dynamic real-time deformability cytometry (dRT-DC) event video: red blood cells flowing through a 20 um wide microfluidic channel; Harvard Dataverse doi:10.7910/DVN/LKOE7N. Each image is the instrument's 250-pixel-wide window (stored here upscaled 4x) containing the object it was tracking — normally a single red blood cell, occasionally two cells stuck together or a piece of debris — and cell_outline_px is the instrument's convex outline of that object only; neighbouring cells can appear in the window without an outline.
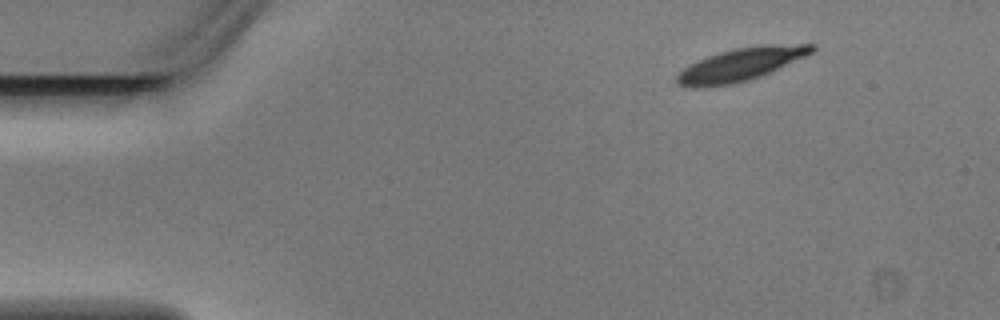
{"species": "Egyptian fruit bat (a non-hibernating species)", "species_latin": "Rousettus aegyptiacus", "temperature_condition": "warm", "stored_images_in_passage": 3, "camera_frame_rate_fps": 3000, "um_per_image_px": 0.085, "animal": {"sex": "male"}, "frame": {"image": 1, "passage_image": 1, "time_ms": 0.0, "image_size_px": [1000, 320], "cell_outline_px": [[816, 48], [812, 52], [804, 56], [760, 76], [748, 80], [732, 84], [696, 88], [692, 88], [676, 84], [676, 76], [684, 68], [708, 56], [732, 48], [764, 44], [816, 44]], "centroid_in_image_um": [62.95, 5.47], "position_along_channel_um": 22.1, "area_um2": 25.55}}